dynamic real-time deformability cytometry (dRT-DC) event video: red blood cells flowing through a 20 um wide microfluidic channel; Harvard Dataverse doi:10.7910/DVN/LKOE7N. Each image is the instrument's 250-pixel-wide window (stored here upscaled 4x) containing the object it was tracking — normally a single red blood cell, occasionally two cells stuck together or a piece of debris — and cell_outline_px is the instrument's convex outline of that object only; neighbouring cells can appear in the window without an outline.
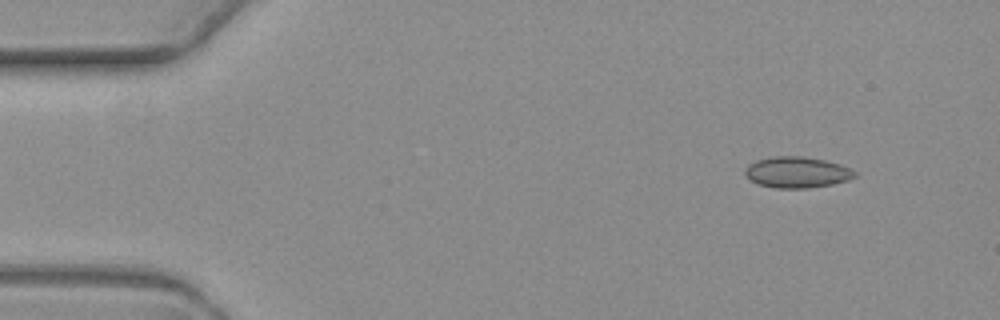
{"species": "common noctule bat (a hibernating species)", "species_latin": "Nyctalus noctula", "temperature_condition": "warm", "stored_images_in_passage": 4, "camera_frame_rate_fps": 3000, "um_per_image_px": 0.085, "animal": {"sex": "female", "body_mass_g": 19.3, "forearm_length_mm": 54.1}, "frame": {"image": 1, "passage_image": 1, "time_ms": 0.0, "image_size_px": [1000, 320], "cell_outline_px": [[856, 176], [848, 180], [832, 184], [808, 188], [776, 188], [760, 184], [752, 180], [744, 172], [744, 168], [748, 164], [756, 160], [772, 156], [804, 156], [824, 160], [840, 164], [856, 172]], "centroid_in_image_um": [67.74, 14.63], "position_along_channel_um": 17.3, "area_um2": 19.77}}
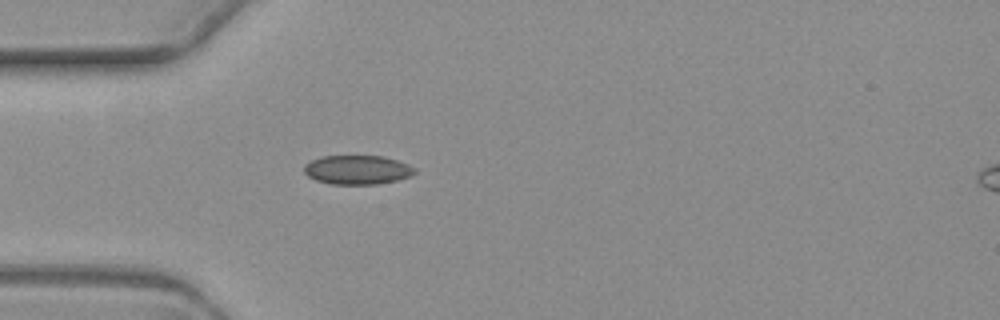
{"frame": {"image": 2, "passage_image": 4, "time_ms": 3.667, "image_size_px": [1000, 320], "cell_outline_px": [[416, 172], [408, 176], [396, 180], [376, 184], [332, 184], [316, 180], [308, 176], [304, 172], [304, 164], [312, 160], [324, 156], [384, 156], [408, 164], [416, 168]], "centroid_in_image_um": [30.36, 14.43], "position_along_channel_um": 54.6, "area_um2": 18.61}}